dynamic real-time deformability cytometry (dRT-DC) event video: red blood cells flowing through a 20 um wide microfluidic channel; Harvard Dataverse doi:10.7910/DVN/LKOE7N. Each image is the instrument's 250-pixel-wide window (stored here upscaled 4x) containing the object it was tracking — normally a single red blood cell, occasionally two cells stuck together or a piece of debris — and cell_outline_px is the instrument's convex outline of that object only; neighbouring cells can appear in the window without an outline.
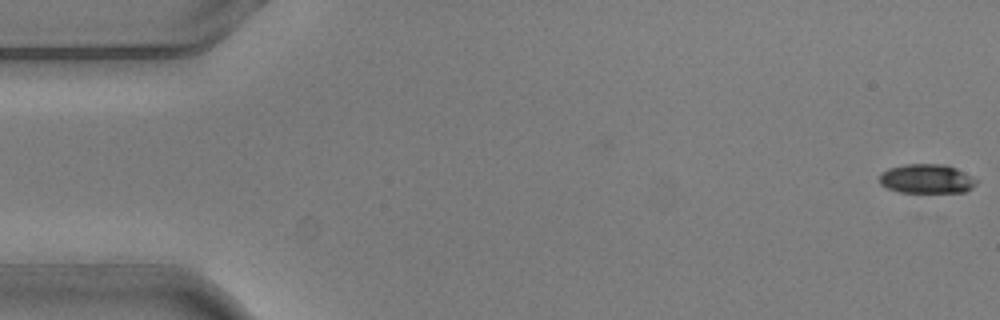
{"species": "common noctule bat (a hibernating species)", "species_latin": "Nyctalus noctula", "temperature_condition": "warm", "stored_images_in_passage": 2, "camera_frame_rate_fps": 3000, "um_per_image_px": 0.085, "animal": {"sex": "male", "body_mass_g": 20.5, "forearm_length_mm": 52.5}, "frame": {"image": 1, "passage_image": 2, "time_ms": 0.333, "image_size_px": [1000, 320], "cell_outline_px": [[976, 184], [972, 188], [964, 192], [900, 192], [888, 188], [880, 184], [880, 176], [888, 168], [904, 164], [944, 164], [956, 168], [976, 180]], "centroid_in_image_um": [78.75, 15.19], "position_along_channel_um": 6.2, "area_um2": 16.3}}